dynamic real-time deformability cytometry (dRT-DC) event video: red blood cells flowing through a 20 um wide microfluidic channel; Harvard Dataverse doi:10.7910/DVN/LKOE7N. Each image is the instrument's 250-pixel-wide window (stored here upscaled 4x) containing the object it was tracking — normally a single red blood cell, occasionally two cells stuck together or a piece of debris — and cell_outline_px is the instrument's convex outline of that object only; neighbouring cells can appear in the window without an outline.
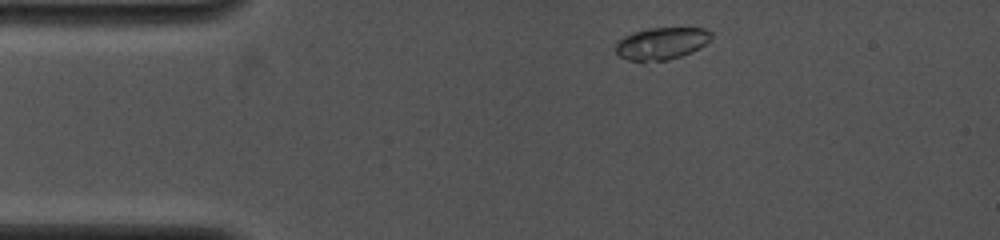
{"species": "common noctule bat (a hibernating species)", "species_latin": "Nyctalus noctula", "temperature_condition": "cold", "stored_images_in_passage": 8, "camera_frame_rate_fps": 4000, "um_per_image_px": 0.085, "animal": {"sex": "female", "body_mass_g": 19.0, "forearm_length_mm": 53.3}, "frame": {"image": 1, "passage_image": 1, "time_ms": 0.0, "image_size_px": [1000, 240], "cell_outline_px": [[712, 36], [700, 48], [692, 52], [668, 60], [644, 64], [628, 60], [620, 56], [616, 52], [616, 44], [624, 36], [648, 28], [704, 28], [712, 32]], "centroid_in_image_um": [56.21, 3.73], "position_along_channel_um": 28.8, "area_um2": 18.15}}
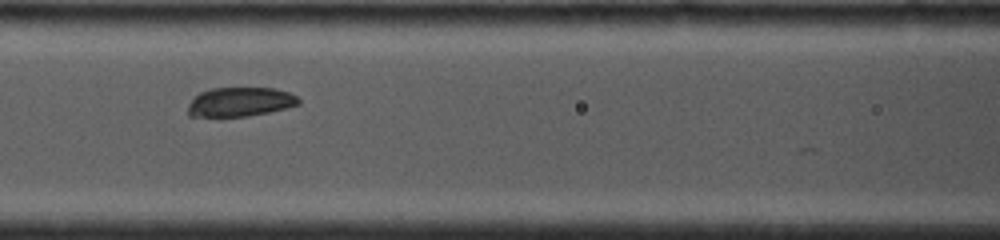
{"frame": {"image": 2, "passage_image": 6, "time_ms": 4.0, "image_size_px": [1000, 240], "cell_outline_px": [[300, 104], [268, 112], [248, 116], [188, 116], [188, 104], [200, 92], [212, 88], [272, 88], [288, 92], [296, 96], [300, 100]], "centroid_in_image_um": [20.4, 8.66], "position_along_channel_um": 146.2, "area_um2": 18.61}}
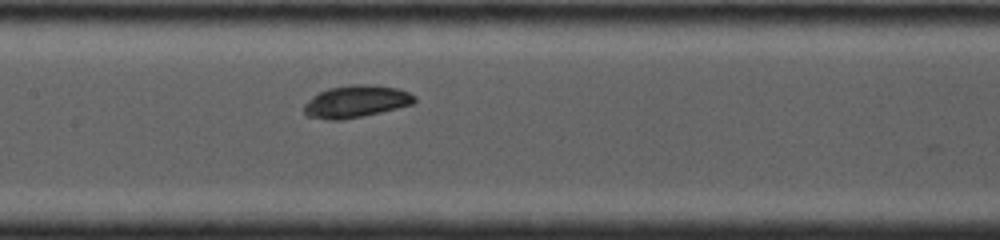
{"frame": {"image": 3, "passage_image": 7, "time_ms": 4.75, "image_size_px": [1000, 240], "cell_outline_px": [[416, 100], [412, 104], [380, 112], [344, 120], [328, 120], [304, 116], [304, 104], [312, 96], [328, 88], [352, 84], [364, 84], [396, 88], [408, 92], [416, 96]], "centroid_in_image_um": [30.21, 8.63], "position_along_channel_um": 177.2, "area_um2": 20.69}}